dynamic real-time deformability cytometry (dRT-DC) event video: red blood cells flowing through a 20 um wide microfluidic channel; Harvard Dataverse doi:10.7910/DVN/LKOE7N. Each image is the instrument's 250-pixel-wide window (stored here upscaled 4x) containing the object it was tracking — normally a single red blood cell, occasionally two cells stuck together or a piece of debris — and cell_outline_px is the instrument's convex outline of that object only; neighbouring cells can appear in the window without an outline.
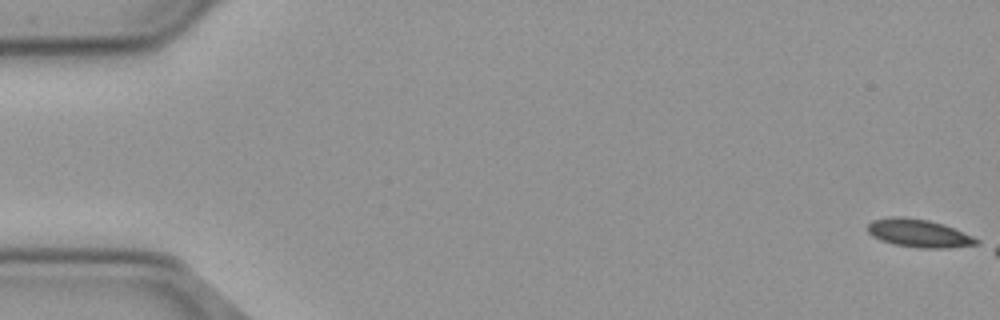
{"species": "common noctule bat (a hibernating species)", "species_latin": "Nyctalus noctula", "temperature_condition": "cold", "stored_images_in_passage": 15, "camera_frame_rate_fps": 3000, "um_per_image_px": 0.085, "animal": {"sex": "male", "body_mass_g": 23.1, "forearm_length_mm": 52.7}, "frame": {"image": 1, "passage_image": 1, "time_ms": 0.0, "image_size_px": [1000, 320], "cell_outline_px": [[980, 244], [948, 248], [916, 248], [892, 244], [880, 240], [872, 236], [868, 232], [868, 224], [872, 220], [888, 216], [904, 216], [928, 220], [944, 224], [972, 236], [980, 240]], "centroid_in_image_um": [78.08, 19.82], "position_along_channel_um": 6.9, "area_um2": 18.03}}